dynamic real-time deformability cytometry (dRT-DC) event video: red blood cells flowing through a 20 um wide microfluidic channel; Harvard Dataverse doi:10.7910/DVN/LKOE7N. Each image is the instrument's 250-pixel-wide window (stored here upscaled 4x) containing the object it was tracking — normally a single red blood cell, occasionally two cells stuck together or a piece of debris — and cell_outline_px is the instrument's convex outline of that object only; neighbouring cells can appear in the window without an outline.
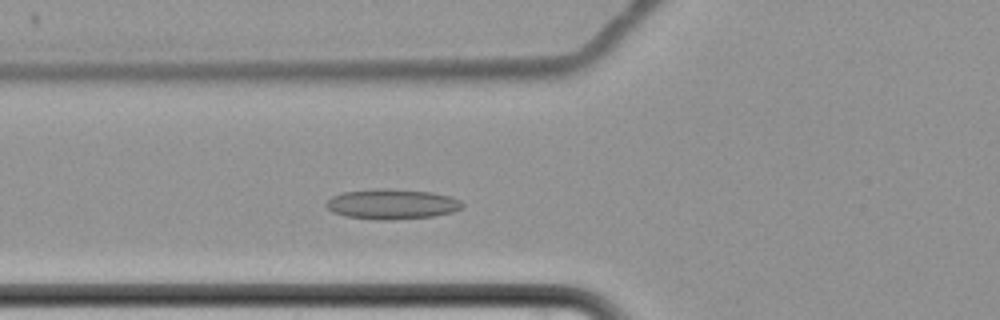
{"species": "common noctule bat (a hibernating species)", "species_latin": "Nyctalus noctula", "temperature_condition": "cold", "stored_images_in_passage": 42, "camera_frame_rate_fps": 3000, "um_per_image_px": 0.085, "animal": {"sex": "female", "body_mass_g": 22.7, "forearm_length_mm": 54.2}, "frame": {"image": 1, "passage_image": 13, "time_ms": 4.0, "image_size_px": [1000, 320], "cell_outline_px": [[464, 208], [452, 212], [432, 216], [392, 220], [376, 220], [344, 216], [332, 212], [324, 204], [332, 196], [344, 192], [372, 188], [392, 188], [432, 192], [448, 196], [460, 200], [464, 204]], "centroid_in_image_um": [33.3, 17.34], "position_along_channel_um": 92.5, "area_um2": 24.22}}
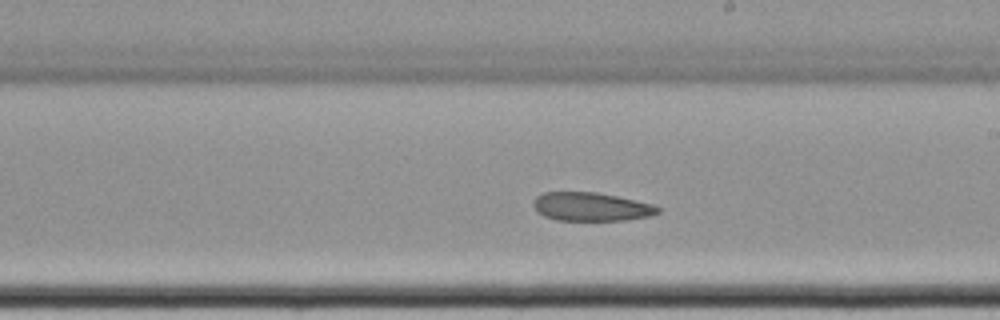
{"frame": {"image": 2, "passage_image": 26, "time_ms": 8.333, "image_size_px": [1000, 320], "cell_outline_px": [[660, 212], [648, 216], [624, 220], [556, 220], [544, 216], [536, 212], [532, 204], [532, 200], [536, 196], [544, 192], [596, 192], [616, 196], [652, 204], [660, 208]], "centroid_in_image_um": [50.18, 17.57], "position_along_channel_um": 238.8, "area_um2": 20.69}}
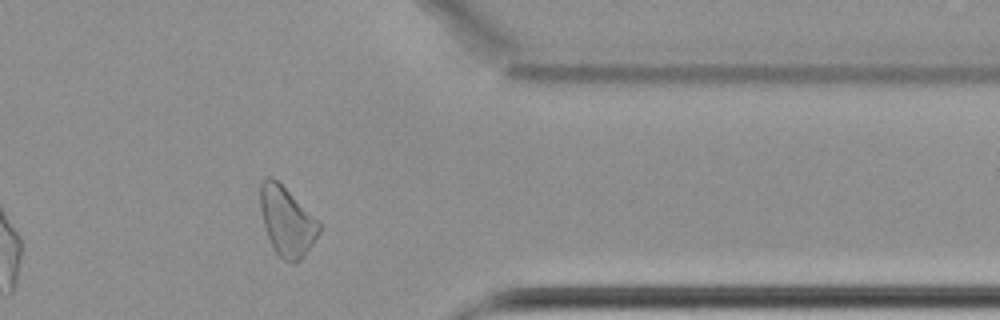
{"frame": {"image": 3, "passage_image": 40, "time_ms": 13.0, "image_size_px": [1000, 320], "cell_outline_px": [[320, 232], [312, 244], [300, 260], [296, 264], [292, 264], [284, 260], [276, 252], [264, 228], [260, 208], [260, 184], [264, 176], [272, 176], [320, 224]], "centroid_in_image_um": [24.34, 18.83], "position_along_channel_um": 387.1, "area_um2": 23.12}}